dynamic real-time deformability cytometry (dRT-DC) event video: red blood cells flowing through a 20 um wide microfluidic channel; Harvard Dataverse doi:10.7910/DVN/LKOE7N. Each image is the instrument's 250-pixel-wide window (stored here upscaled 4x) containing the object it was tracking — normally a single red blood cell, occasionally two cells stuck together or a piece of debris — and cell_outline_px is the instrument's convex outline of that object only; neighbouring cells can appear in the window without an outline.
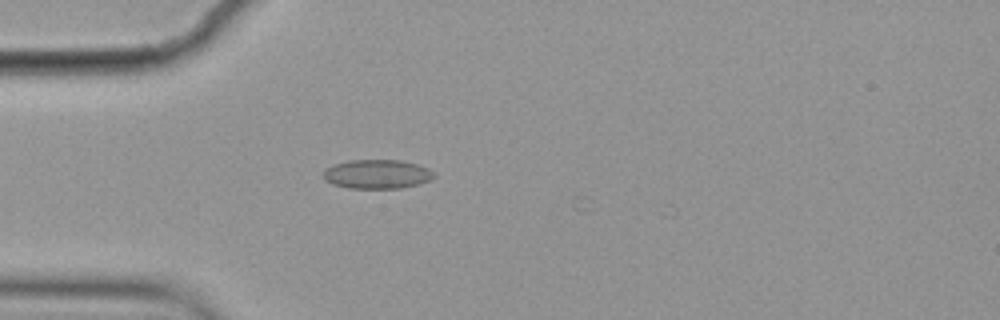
{"species": "common noctule bat (a hibernating species)", "species_latin": "Nyctalus noctula", "temperature_condition": "cold", "stored_images_in_passage": 17, "camera_frame_rate_fps": 3000, "um_per_image_px": 0.085, "animal": {"sex": "female", "body_mass_g": 19.9}, "frame": {"image": 1, "passage_image": 16, "time_ms": 5.0, "image_size_px": [1000, 320], "cell_outline_px": [[436, 176], [420, 184], [400, 188], [348, 188], [332, 184], [324, 180], [324, 168], [332, 164], [352, 160], [400, 160], [416, 164], [428, 168]], "centroid_in_image_um": [32.02, 14.8], "position_along_channel_um": 53.0, "area_um2": 18.79}}